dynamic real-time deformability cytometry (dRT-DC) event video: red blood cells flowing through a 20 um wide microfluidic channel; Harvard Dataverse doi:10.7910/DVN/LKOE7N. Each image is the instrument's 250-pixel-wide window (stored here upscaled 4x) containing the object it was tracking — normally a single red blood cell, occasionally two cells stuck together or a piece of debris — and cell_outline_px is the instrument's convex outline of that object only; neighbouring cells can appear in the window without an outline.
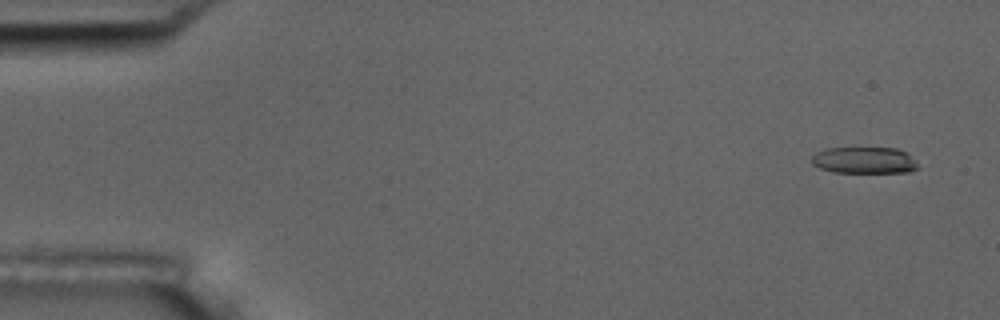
{"species": "common noctule bat (a hibernating species)", "species_latin": "Nyctalus noctula", "temperature_condition": "room temperature", "stored_images_in_passage": 3, "camera_frame_rate_fps": 3000, "um_per_image_px": 0.085, "animal": {"sex": "male", "body_mass_g": 17.5, "forearm_length_mm": 52.3}, "frame": {"image": 1, "passage_image": 1, "time_ms": 0.0, "image_size_px": [1000, 320], "cell_outline_px": [[920, 168], [912, 172], [832, 172], [820, 168], [812, 164], [812, 156], [816, 152], [824, 148], [896, 148], [908, 152], [916, 160]], "centroid_in_image_um": [73.51, 13.62], "position_along_channel_um": 11.5, "area_um2": 16.7}}